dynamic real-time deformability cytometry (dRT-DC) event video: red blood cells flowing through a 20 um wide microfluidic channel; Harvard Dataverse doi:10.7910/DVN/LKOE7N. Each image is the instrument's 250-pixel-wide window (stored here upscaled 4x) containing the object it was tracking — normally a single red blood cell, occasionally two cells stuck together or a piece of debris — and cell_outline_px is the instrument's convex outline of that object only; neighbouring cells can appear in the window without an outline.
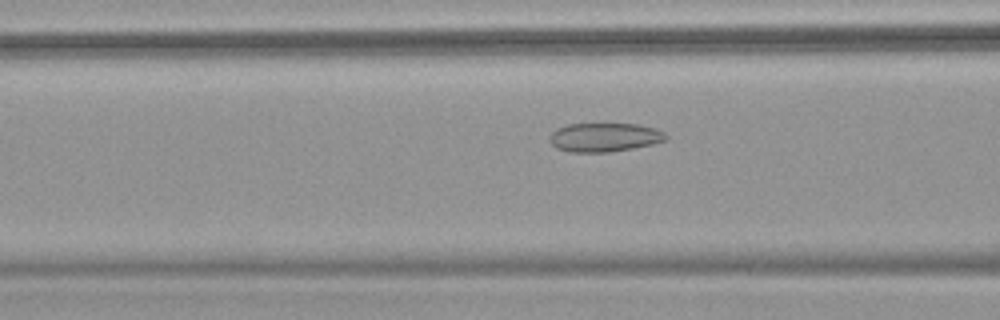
{"species": "common noctule bat (a hibernating species)", "species_latin": "Nyctalus noctula", "temperature_condition": "warm", "stored_images_in_passage": 54, "camera_frame_rate_fps": 3000, "um_per_image_px": 0.085, "animal": {"sex": "female", "body_mass_g": 18.4}, "frame": {"image": 1, "passage_image": 22, "time_ms": 7.0, "image_size_px": [1000, 320], "cell_outline_px": [[668, 140], [652, 144], [632, 148], [608, 152], [568, 152], [556, 148], [548, 140], [548, 136], [556, 128], [568, 124], [636, 124], [656, 128], [664, 132], [668, 136]], "centroid_in_image_um": [51.36, 11.67], "position_along_channel_um": 115.2, "area_um2": 19.71}}
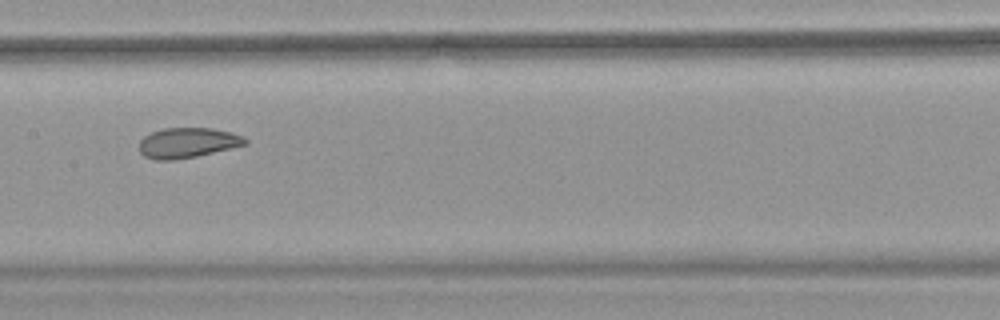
{"frame": {"image": 2, "passage_image": 28, "time_ms": 9.0, "image_size_px": [1000, 320], "cell_outline_px": [[248, 144], [232, 148], [196, 156], [172, 160], [152, 160], [144, 156], [140, 152], [140, 140], [144, 136], [152, 132], [164, 128], [212, 128], [232, 132], [244, 136], [248, 140]], "centroid_in_image_um": [15.96, 12.13], "position_along_channel_um": 191.4, "area_um2": 18.73}}
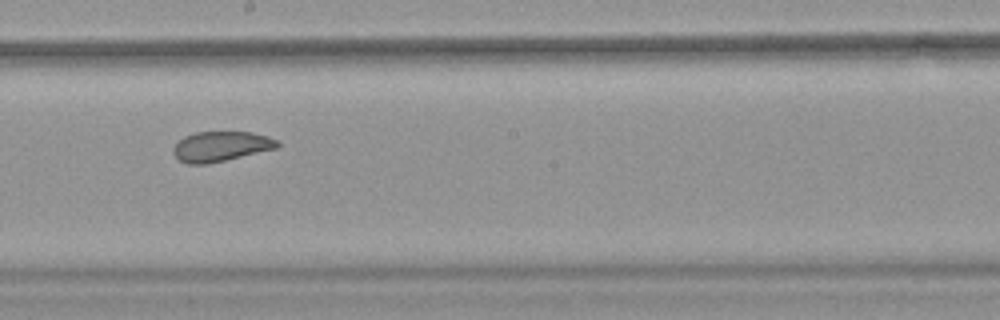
{"frame": {"image": 3, "passage_image": 31, "time_ms": 10.0, "image_size_px": [1000, 320], "cell_outline_px": [[280, 148], [208, 164], [188, 164], [180, 160], [172, 152], [172, 148], [184, 136], [196, 132], [252, 132], [268, 136], [280, 140]], "centroid_in_image_um": [18.84, 12.44], "position_along_channel_um": 229.4, "area_um2": 18.44}, "authors_computed_cell_mechanics": {"area_um2": 23.0911, "velocity_mm_per_s": 3.8159, "shape_relaxation_time_tau1_ms": null, "shape_relaxation_time_tau2_ms": 1.2132, "deformation_change_tau1": null, "deformation_change_tau2": 0.0755}}